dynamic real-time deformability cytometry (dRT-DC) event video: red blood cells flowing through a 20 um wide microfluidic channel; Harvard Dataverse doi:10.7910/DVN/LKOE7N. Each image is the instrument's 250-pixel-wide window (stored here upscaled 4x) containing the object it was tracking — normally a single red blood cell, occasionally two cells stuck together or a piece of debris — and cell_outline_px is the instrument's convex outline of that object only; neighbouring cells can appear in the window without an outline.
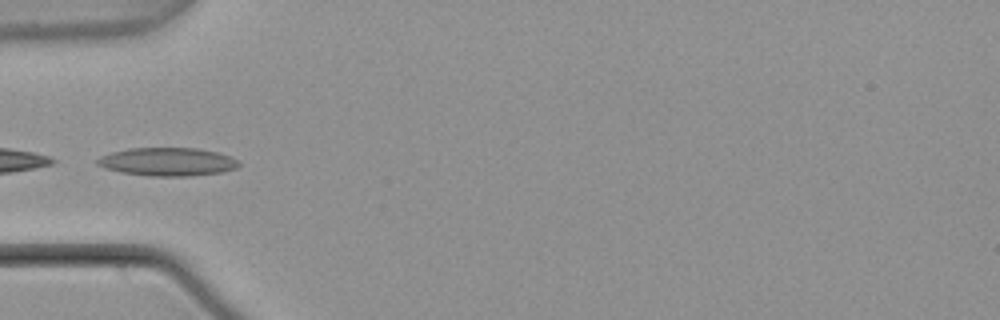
{"species": "common noctule bat (a hibernating species)", "species_latin": "Nyctalus noctula", "temperature_condition": "warm", "stored_images_in_passage": 4, "camera_frame_rate_fps": 3000, "um_per_image_px": 0.085, "animal": {"sex": "male", "body_mass_g": 21.5, "forearm_length_mm": 52.0}, "frame": {"image": 1, "passage_image": 4, "time_ms": 1.0, "image_size_px": [1000, 320], "cell_outline_px": [[240, 164], [236, 168], [220, 172], [188, 176], [148, 176], [120, 172], [104, 168], [96, 164], [96, 160], [100, 156], [112, 152], [128, 148], [196, 148], [216, 152], [228, 156], [236, 160]], "centroid_in_image_um": [14.18, 13.75], "position_along_channel_um": 70.8, "area_um2": 23.18}}